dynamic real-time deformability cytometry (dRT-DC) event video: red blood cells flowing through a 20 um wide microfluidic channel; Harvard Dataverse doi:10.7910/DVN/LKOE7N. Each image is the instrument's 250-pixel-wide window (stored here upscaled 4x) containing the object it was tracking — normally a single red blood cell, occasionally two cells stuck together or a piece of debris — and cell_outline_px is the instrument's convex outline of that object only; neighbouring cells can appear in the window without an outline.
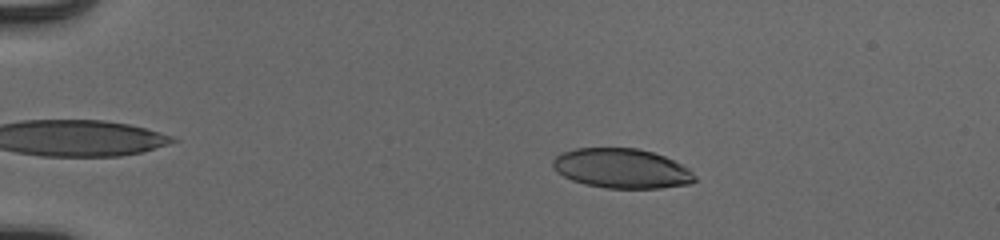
{"species": "human", "species_latin": "Homo sapiens", "temperature_condition": "cold", "stored_images_in_passage": 55, "camera_frame_rate_fps": 3000, "um_per_image_px": 0.085, "donor": {"sex": "male"}, "frame": {"image": 1, "passage_image": 12, "time_ms": 3.667, "image_size_px": [1000, 240], "cell_outline_px": [[696, 180], [692, 184], [660, 188], [608, 188], [584, 184], [572, 180], [556, 172], [552, 168], [552, 160], [556, 156], [564, 152], [576, 148], [636, 148], [652, 152], [664, 156], [688, 168], [696, 176]], "centroid_in_image_um": [52.84, 14.32], "position_along_channel_um": 32.2, "area_um2": 32.83}}
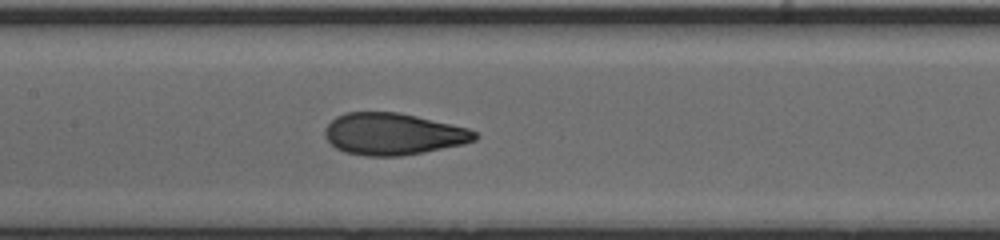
{"frame": {"image": 2, "passage_image": 29, "time_ms": 9.333, "image_size_px": [1000, 240], "cell_outline_px": [[480, 136], [476, 140], [464, 144], [424, 152], [400, 156], [368, 156], [344, 152], [336, 148], [324, 136], [324, 128], [336, 116], [344, 112], [400, 112], [468, 128], [476, 132]], "centroid_in_image_um": [33.42, 11.39], "position_along_channel_um": 174.0, "area_um2": 36.7}}
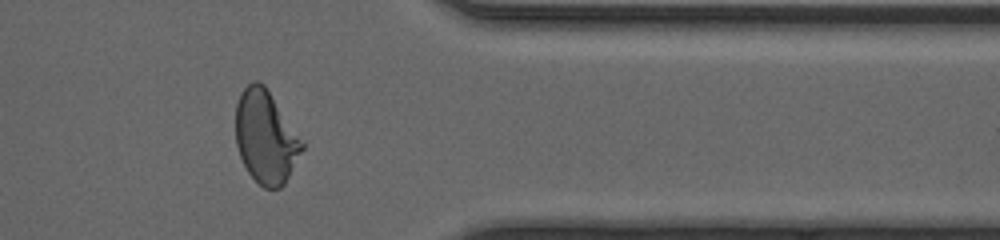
{"frame": {"image": 3, "passage_image": 46, "time_ms": 15.0, "image_size_px": [1000, 240], "cell_outline_px": [[304, 148], [284, 184], [280, 188], [264, 188], [248, 172], [240, 156], [236, 144], [236, 104], [240, 92], [252, 80], [256, 80], [264, 84], [304, 144]], "centroid_in_image_um": [22.56, 11.64], "position_along_channel_um": 388.8, "area_um2": 35.43}, "authors_computed_cell_mechanics": {"area_um2": 35.9516, "velocity_mm_per_s": 3.9496, "shape_relaxation_time_tau1_ms": 4.4692, "shape_relaxation_time_tau2_ms": 0.9171, "deformation_change_tau1": 0.2088, "deformation_change_tau2": 0.0705}}